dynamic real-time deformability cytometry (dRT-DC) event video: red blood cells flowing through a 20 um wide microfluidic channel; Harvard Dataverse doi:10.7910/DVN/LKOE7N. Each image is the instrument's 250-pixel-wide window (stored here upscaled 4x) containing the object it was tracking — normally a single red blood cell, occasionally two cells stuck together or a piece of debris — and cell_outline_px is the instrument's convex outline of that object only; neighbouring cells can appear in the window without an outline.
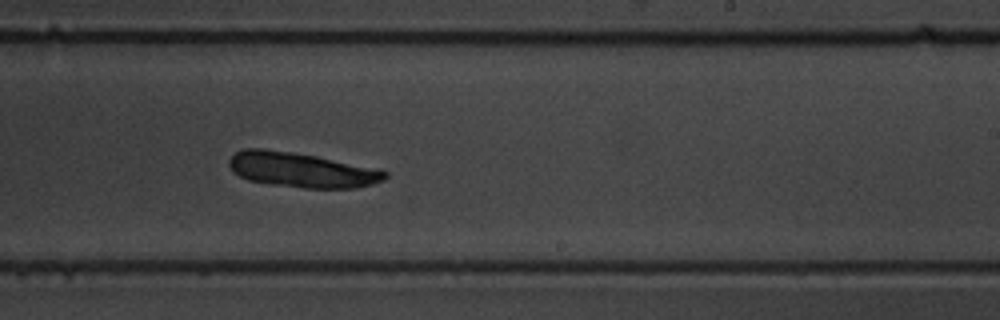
{"species": "common noctule bat (a hibernating species)", "species_latin": "Nyctalus noctula", "temperature_condition": "warm", "stored_images_in_passage": 8, "camera_frame_rate_fps": 3000, "um_per_image_px": 0.085, "animal": {"sex": "male", "body_mass_g": 19.5, "forearm_length_mm": 54.6}, "frame": {"image": 1, "passage_image": 8, "time_ms": 8.0, "image_size_px": [1000, 320], "cell_outline_px": [[388, 176], [384, 180], [372, 184], [356, 188], [304, 188], [272, 184], [248, 180], [232, 172], [228, 164], [228, 160], [236, 152], [244, 148], [264, 148], [292, 152], [316, 156], [380, 168], [388, 172]], "centroid_in_image_um": [25.65, 14.44], "position_along_channel_um": 263.3, "area_um2": 31.96}}